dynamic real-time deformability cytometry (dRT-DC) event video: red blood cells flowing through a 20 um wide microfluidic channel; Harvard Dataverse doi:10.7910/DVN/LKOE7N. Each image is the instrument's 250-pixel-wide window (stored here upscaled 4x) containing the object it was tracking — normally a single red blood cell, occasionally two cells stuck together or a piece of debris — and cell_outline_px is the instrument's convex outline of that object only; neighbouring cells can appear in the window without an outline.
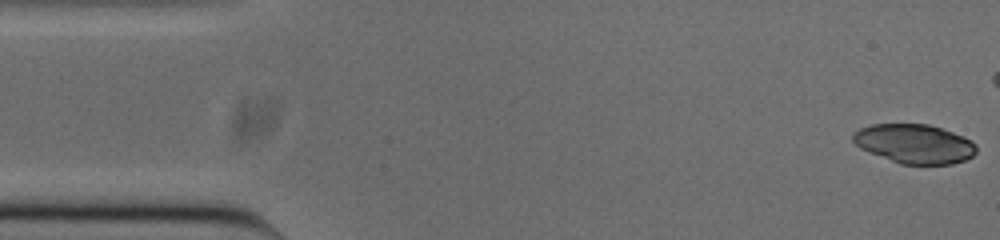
{"species": "common noctule bat (a hibernating species)", "species_latin": "Nyctalus noctula", "temperature_condition": "cold", "stored_images_in_passage": 41, "camera_frame_rate_fps": 3000, "um_per_image_px": 0.085, "animal": {"sex": "male", "body_mass_g": 20.0, "forearm_length_mm": 53.3}, "frame": {"image": 1, "passage_image": 1, "time_ms": 0.0, "image_size_px": [1000, 240], "cell_outline_px": [[976, 152], [972, 156], [964, 160], [952, 164], [900, 164], [868, 152], [860, 148], [852, 140], [852, 136], [860, 128], [872, 124], [928, 124], [964, 136], [972, 140], [976, 144]], "centroid_in_image_um": [77.73, 12.22], "position_along_channel_um": 7.3, "area_um2": 28.15}}